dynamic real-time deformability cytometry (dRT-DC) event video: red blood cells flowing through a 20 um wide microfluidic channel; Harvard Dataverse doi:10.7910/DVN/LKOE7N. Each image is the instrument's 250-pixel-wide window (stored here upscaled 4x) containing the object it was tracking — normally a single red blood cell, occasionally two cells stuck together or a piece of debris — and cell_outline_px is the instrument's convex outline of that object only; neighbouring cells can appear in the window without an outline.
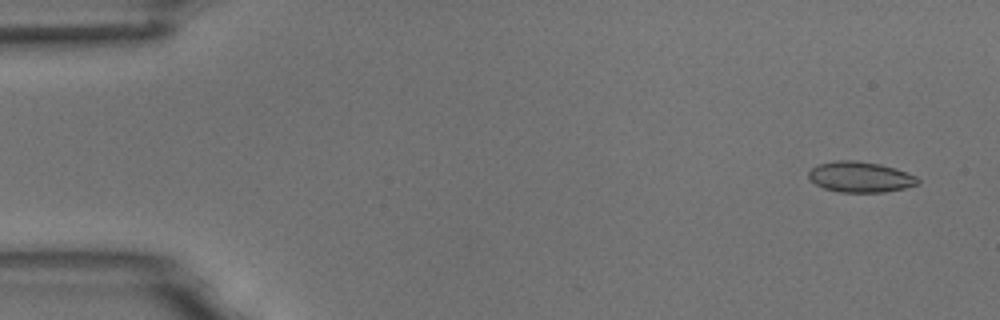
{"species": "common noctule bat (a hibernating species)", "species_latin": "Nyctalus noctula", "temperature_condition": "room temperature", "stored_images_in_passage": 55, "camera_frame_rate_fps": 3000, "um_per_image_px": 0.085, "animal": {"sex": "male", "body_mass_g": 18.8}, "frame": {"image": 1, "passage_image": 3, "time_ms": 0.667, "image_size_px": [1000, 320], "cell_outline_px": [[920, 184], [904, 188], [884, 192], [840, 192], [824, 188], [816, 184], [808, 176], [808, 172], [816, 164], [836, 160], [856, 160], [880, 164], [916, 176], [920, 180]], "centroid_in_image_um": [73.11, 15.04], "position_along_channel_um": 11.9, "area_um2": 19.42}}
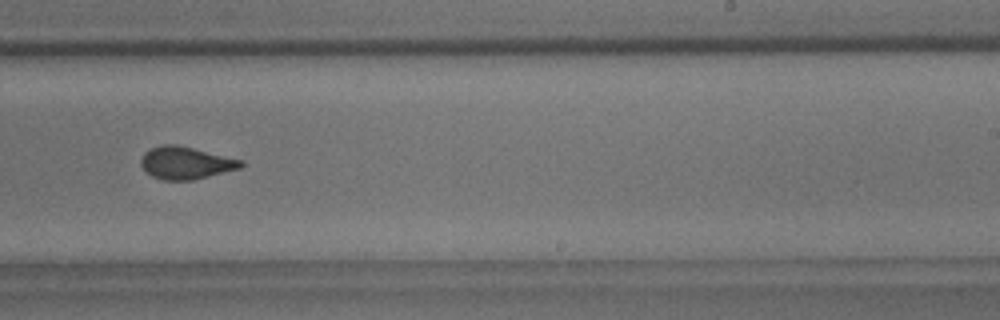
{"frame": {"image": 2, "passage_image": 34, "time_ms": 11.0, "image_size_px": [1000, 320], "cell_outline_px": [[244, 164], [240, 168], [192, 180], [164, 180], [152, 176], [140, 164], [140, 160], [144, 152], [152, 148], [164, 144], [176, 144], [244, 160]], "centroid_in_image_um": [15.79, 13.84], "position_along_channel_um": 273.2, "area_um2": 18.73}}
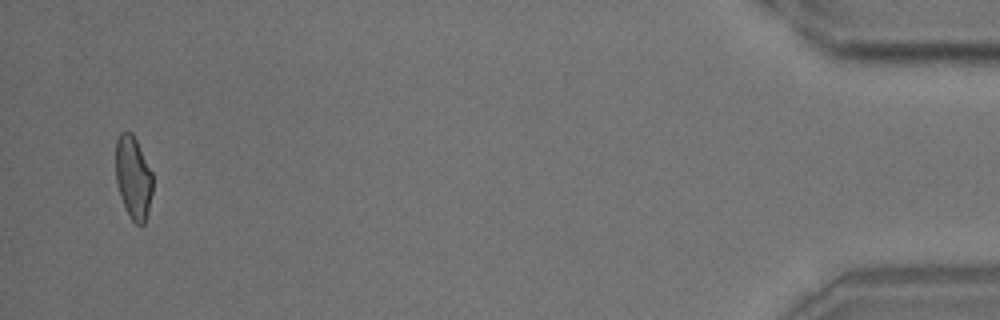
{"frame": {"image": 3, "passage_image": 53, "time_ms": 17.333, "image_size_px": [1000, 320], "cell_outline_px": [[152, 192], [148, 212], [144, 224], [140, 228], [128, 216], [120, 196], [116, 180], [116, 140], [120, 132], [132, 132], [152, 172]], "centroid_in_image_um": [11.32, 15.13], "position_along_channel_um": 423.9, "area_um2": 17.92}, "authors_computed_cell_mechanics": {"area_um2": 19.0162, "velocity_mm_per_s": 3.6952, "shape_relaxation_time_tau1_ms": 5.4127, "shape_relaxation_time_tau2_ms": 0.6749, "deformation_change_tau1": 0.1338, "deformation_change_tau2": 0.0451}}